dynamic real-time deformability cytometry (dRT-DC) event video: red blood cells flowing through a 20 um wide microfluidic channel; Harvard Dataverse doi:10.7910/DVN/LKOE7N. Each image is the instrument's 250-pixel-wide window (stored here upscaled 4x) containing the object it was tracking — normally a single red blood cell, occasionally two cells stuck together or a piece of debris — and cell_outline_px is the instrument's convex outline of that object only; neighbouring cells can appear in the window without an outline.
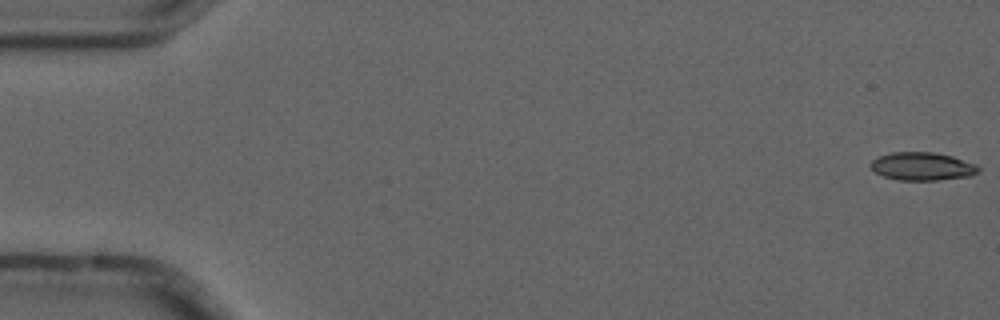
{"species": "common noctule bat (a hibernating species)", "species_latin": "Nyctalus noctula", "temperature_condition": "cold", "stored_images_in_passage": 5, "camera_frame_rate_fps": 3000, "um_per_image_px": 0.085, "animal": {"sex": "male", "forearm_length_mm": 52.5}, "frame": {"image": 1, "passage_image": 1, "time_ms": 0.0, "image_size_px": [1000, 320], "cell_outline_px": [[980, 172], [972, 176], [936, 180], [900, 180], [884, 176], [876, 172], [868, 164], [876, 156], [892, 152], [932, 152], [952, 156], [976, 164], [980, 168]], "centroid_in_image_um": [78.4, 14.13], "position_along_channel_um": 6.6, "area_um2": 17.74}}
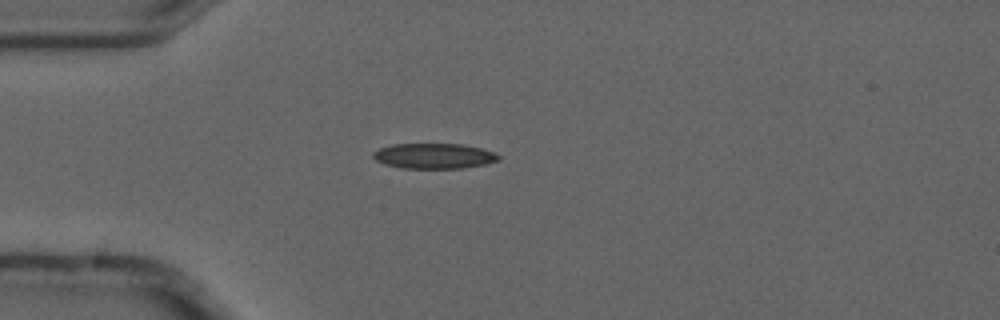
{"frame": {"image": 2, "passage_image": 5, "time_ms": 1.333, "image_size_px": [1000, 320], "cell_outline_px": [[500, 160], [484, 164], [464, 168], [400, 168], [384, 164], [376, 160], [372, 156], [372, 152], [380, 148], [392, 144], [464, 144], [480, 148], [492, 152], [500, 156]], "centroid_in_image_um": [36.86, 13.26], "position_along_channel_um": 48.1, "area_um2": 18.5}}